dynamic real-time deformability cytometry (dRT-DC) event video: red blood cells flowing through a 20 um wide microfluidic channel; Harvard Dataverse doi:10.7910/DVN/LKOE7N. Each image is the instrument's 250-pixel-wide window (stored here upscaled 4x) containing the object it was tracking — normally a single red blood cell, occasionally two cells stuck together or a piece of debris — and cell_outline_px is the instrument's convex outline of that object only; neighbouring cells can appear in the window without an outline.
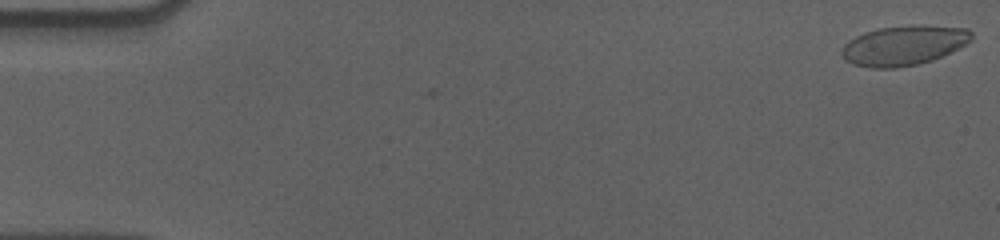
{"species": "human", "species_latin": "Homo sapiens", "temperature_condition": "cold", "stored_images_in_passage": 57, "camera_frame_rate_fps": 3000, "um_per_image_px": 0.085, "donor": {"sex": "male"}, "frame": {"image": 1, "passage_image": 1, "time_ms": 0.0, "image_size_px": [1000, 240], "cell_outline_px": [[972, 40], [932, 60], [916, 64], [892, 68], [872, 68], [852, 64], [844, 60], [840, 52], [840, 48], [848, 40], [864, 32], [880, 28], [912, 24], [920, 24], [968, 28], [972, 32]], "centroid_in_image_um": [76.77, 3.84], "position_along_channel_um": 8.2, "area_um2": 30.17}}
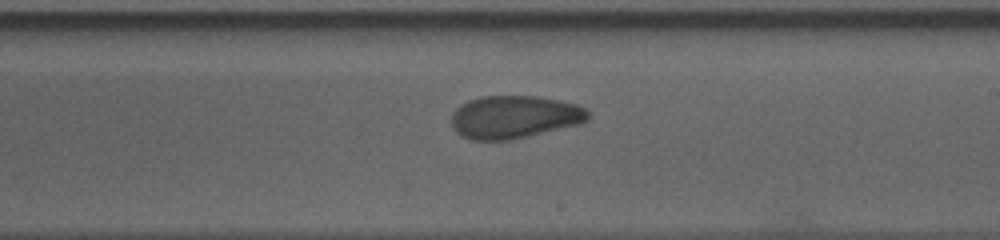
{"frame": {"image": 2, "passage_image": 34, "time_ms": 11.0, "image_size_px": [1000, 240], "cell_outline_px": [[592, 116], [588, 120], [580, 124], [508, 140], [472, 140], [460, 136], [456, 132], [452, 124], [452, 112], [456, 108], [468, 100], [480, 96], [536, 96], [560, 100], [576, 104], [584, 108]], "centroid_in_image_um": [43.71, 9.94], "position_along_channel_um": 245.3, "area_um2": 34.16}}
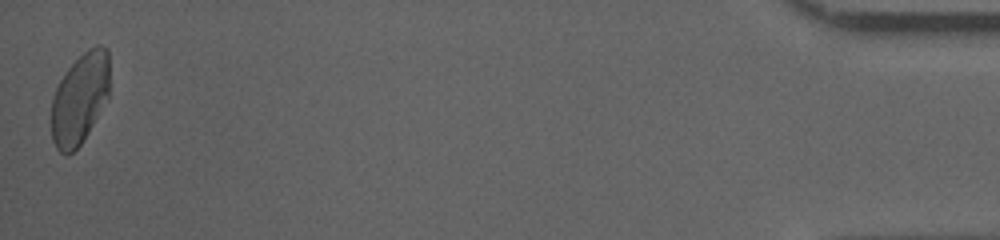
{"frame": {"image": 3, "passage_image": 57, "time_ms": 18.667, "image_size_px": [1000, 240], "cell_outline_px": [[108, 96], [88, 132], [80, 144], [68, 156], [60, 152], [56, 148], [52, 140], [52, 96], [60, 80], [68, 68], [88, 48], [96, 44], [100, 44], [108, 48]], "centroid_in_image_um": [6.77, 8.37], "position_along_channel_um": 428.4, "area_um2": 30.52}, "authors_computed_cell_mechanics": {"area_um2": 33.1194, "velocity_mm_per_s": 3.5758, "shape_relaxation_time_tau1_ms": 6.0796, "shape_relaxation_time_tau2_ms": 2.2055, "deformation_change_tau1": 0.1634, "deformation_change_tau2": 0.0671}}